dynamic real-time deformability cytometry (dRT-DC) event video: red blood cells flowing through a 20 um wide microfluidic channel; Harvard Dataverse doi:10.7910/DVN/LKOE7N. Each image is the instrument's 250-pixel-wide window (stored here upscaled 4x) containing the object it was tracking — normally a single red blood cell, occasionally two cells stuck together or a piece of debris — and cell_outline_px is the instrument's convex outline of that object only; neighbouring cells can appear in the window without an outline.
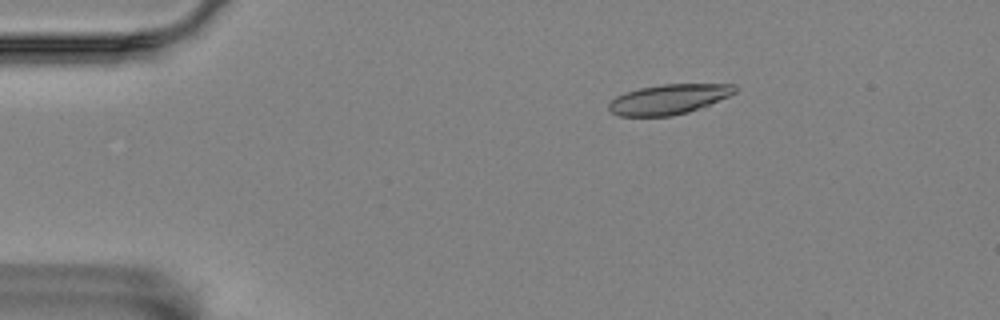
{"species": "Egyptian fruit bat (a non-hibernating species)", "species_latin": "Rousettus aegyptiacus", "temperature_condition": "room temperature", "stored_images_in_passage": 5, "camera_frame_rate_fps": 3000, "um_per_image_px": 0.085, "animal": {"sex": "female"}, "frame": {"image": 1, "passage_image": 3, "time_ms": 0.667, "image_size_px": [1000, 320], "cell_outline_px": [[736, 92], [728, 96], [688, 112], [672, 116], [620, 116], [612, 112], [608, 108], [608, 104], [616, 96], [624, 92], [640, 88], [664, 84], [736, 84]], "centroid_in_image_um": [56.81, 8.43], "position_along_channel_um": 28.2, "area_um2": 21.79}}